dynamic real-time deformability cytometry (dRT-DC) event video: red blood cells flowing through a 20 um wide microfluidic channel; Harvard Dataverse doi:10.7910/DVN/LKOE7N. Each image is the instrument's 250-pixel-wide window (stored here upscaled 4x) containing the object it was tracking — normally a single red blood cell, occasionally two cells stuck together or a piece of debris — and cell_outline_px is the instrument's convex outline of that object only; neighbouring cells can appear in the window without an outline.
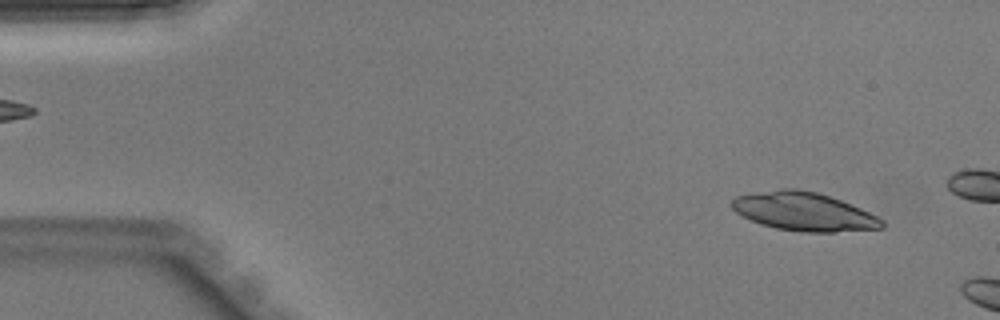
{"species": "Egyptian fruit bat (a non-hibernating species)", "species_latin": "Rousettus aegyptiacus", "temperature_condition": "warm", "stored_images_in_passage": 7, "camera_frame_rate_fps": 3000, "um_per_image_px": 0.085, "animal": {"sex": "male"}, "frame": {"image": 1, "passage_image": 3, "time_ms": 0.667, "image_size_px": [1000, 320], "cell_outline_px": [[884, 228], [836, 232], [804, 232], [776, 228], [760, 224], [736, 212], [732, 208], [732, 200], [736, 196], [756, 192], [784, 188], [796, 188], [816, 192], [852, 204], [884, 220]], "centroid_in_image_um": [68.34, 17.98], "position_along_channel_um": 16.7, "area_um2": 33.47}}